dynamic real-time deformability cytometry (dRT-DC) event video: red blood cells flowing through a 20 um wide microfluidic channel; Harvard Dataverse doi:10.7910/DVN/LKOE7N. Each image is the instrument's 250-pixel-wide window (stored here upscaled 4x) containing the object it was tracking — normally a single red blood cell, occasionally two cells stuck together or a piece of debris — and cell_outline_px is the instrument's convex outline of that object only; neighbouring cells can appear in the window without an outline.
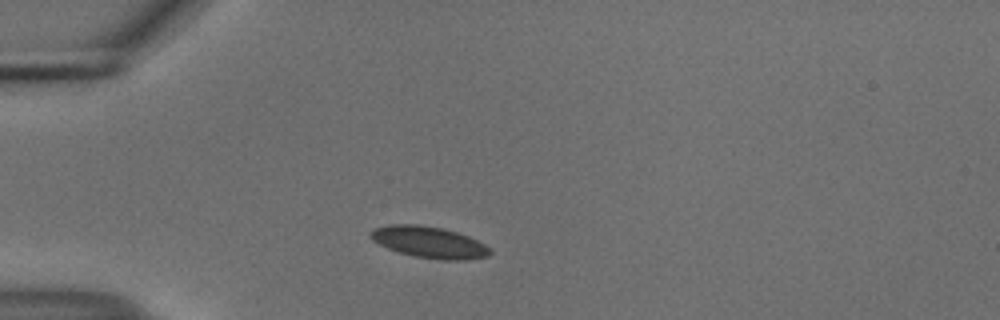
{"species": "common noctule bat (a hibernating species)", "species_latin": "Nyctalus noctula", "temperature_condition": "cold", "stored_images_in_passage": 41, "camera_frame_rate_fps": 3000, "um_per_image_px": 0.085, "animal": {"sex": "male", "body_mass_g": 18.8}, "frame": {"image": 1, "passage_image": 1, "time_ms": 0.0, "image_size_px": [1000, 320], "cell_outline_px": [[492, 252], [488, 256], [468, 260], [440, 260], [416, 256], [400, 252], [388, 248], [372, 240], [368, 236], [368, 232], [376, 228], [392, 224], [416, 224], [440, 228], [456, 232], [468, 236], [484, 244]], "centroid_in_image_um": [36.47, 20.59], "position_along_channel_um": 48.5, "area_um2": 21.68}}
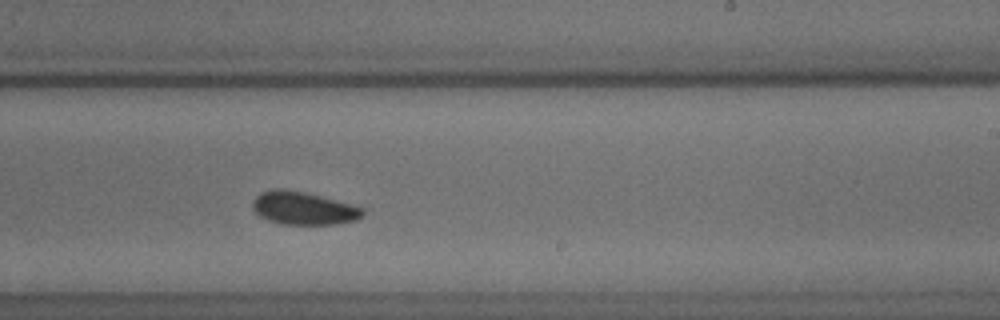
{"frame": {"image": 2, "passage_image": 20, "time_ms": 6.333, "image_size_px": [1000, 320], "cell_outline_px": [[364, 216], [356, 220], [336, 224], [280, 224], [268, 220], [260, 216], [252, 208], [252, 200], [260, 192], [276, 188], [280, 188], [304, 192], [352, 204], [364, 208]], "centroid_in_image_um": [25.79, 17.7], "position_along_channel_um": 263.2, "area_um2": 21.21}}
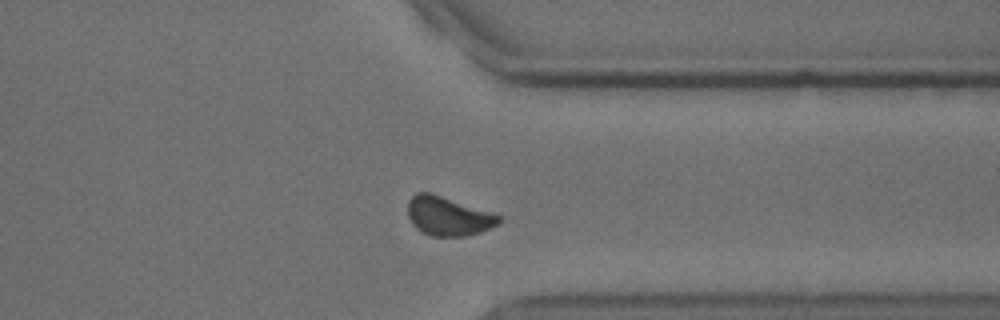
{"frame": {"image": 3, "passage_image": 29, "time_ms": 9.333, "image_size_px": [1000, 320], "cell_outline_px": [[500, 220], [496, 224], [480, 232], [464, 236], [432, 236], [420, 232], [412, 224], [408, 216], [408, 200], [416, 192], [432, 192], [496, 212], [500, 216]], "centroid_in_image_um": [38.08, 18.34], "position_along_channel_um": 373.3, "area_um2": 21.1}, "authors_computed_cell_mechanics": {"area_um2": 21.097, "velocity_mm_per_s": 3.69, "shape_relaxation_time_tau1_ms": 3.2897, "shape_relaxation_time_tau2_ms": null, "deformation_change_tau1": 0.045, "deformation_change_tau2": null}}